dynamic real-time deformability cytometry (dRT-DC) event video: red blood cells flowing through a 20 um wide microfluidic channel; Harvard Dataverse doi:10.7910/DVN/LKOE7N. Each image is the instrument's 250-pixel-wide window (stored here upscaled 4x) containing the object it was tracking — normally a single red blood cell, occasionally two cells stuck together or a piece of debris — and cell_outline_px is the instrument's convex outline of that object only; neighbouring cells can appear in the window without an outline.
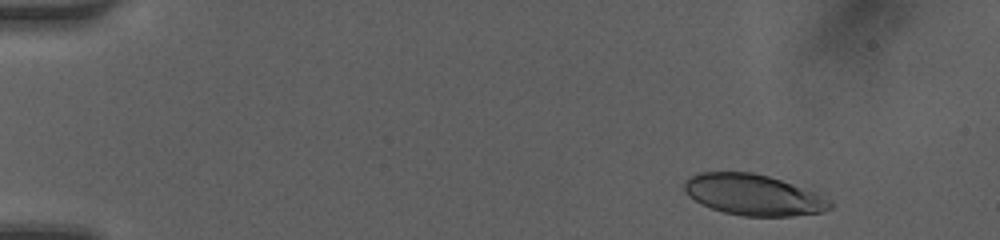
{"species": "human", "species_latin": "Homo sapiens", "temperature_condition": "room temperature", "stored_images_in_passage": 11, "camera_frame_rate_fps": 3000, "um_per_image_px": 0.085, "donor": {"sex": "female"}, "frame": {"image": 1, "passage_image": 2, "time_ms": 0.333, "image_size_px": [1000, 240], "cell_outline_px": [[832, 208], [824, 212], [792, 216], [744, 216], [724, 212], [712, 208], [688, 196], [684, 192], [684, 180], [688, 176], [696, 172], [752, 172], [768, 176], [816, 192], [832, 200]], "centroid_in_image_um": [64.04, 16.55], "position_along_channel_um": 21.0, "area_um2": 34.91}}
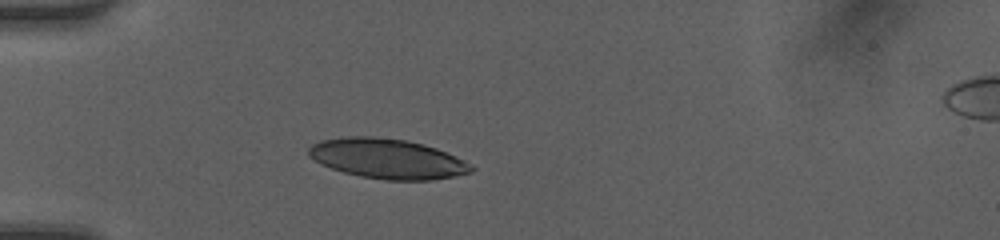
{"frame": {"image": 2, "passage_image": 7, "time_ms": 2.0, "image_size_px": [1000, 240], "cell_outline_px": [[476, 168], [472, 172], [456, 176], [432, 180], [384, 180], [360, 176], [344, 172], [320, 164], [308, 156], [308, 148], [312, 144], [320, 140], [348, 136], [372, 136], [408, 140], [424, 144], [436, 148], [464, 160], [472, 164]], "centroid_in_image_um": [32.93, 13.49], "position_along_channel_um": 52.1, "area_um2": 38.09}}
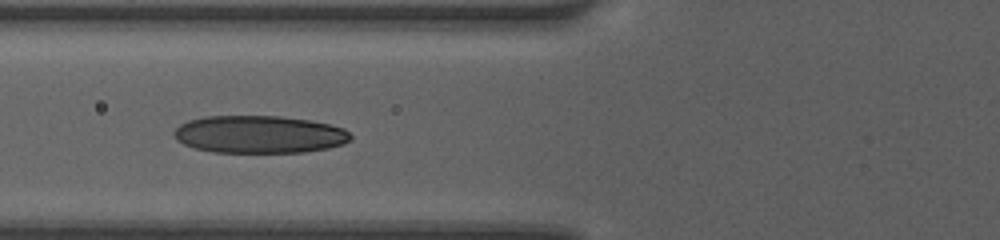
{"frame": {"image": 3, "passage_image": 10, "time_ms": 3.0, "image_size_px": [1000, 240], "cell_outline_px": [[352, 140], [344, 144], [328, 148], [304, 152], [212, 152], [196, 148], [184, 144], [176, 140], [172, 132], [180, 124], [188, 120], [204, 116], [280, 116], [312, 120], [344, 128], [352, 136]], "centroid_in_image_um": [22.04, 11.42], "position_along_channel_um": 103.8, "area_um2": 38.9}}